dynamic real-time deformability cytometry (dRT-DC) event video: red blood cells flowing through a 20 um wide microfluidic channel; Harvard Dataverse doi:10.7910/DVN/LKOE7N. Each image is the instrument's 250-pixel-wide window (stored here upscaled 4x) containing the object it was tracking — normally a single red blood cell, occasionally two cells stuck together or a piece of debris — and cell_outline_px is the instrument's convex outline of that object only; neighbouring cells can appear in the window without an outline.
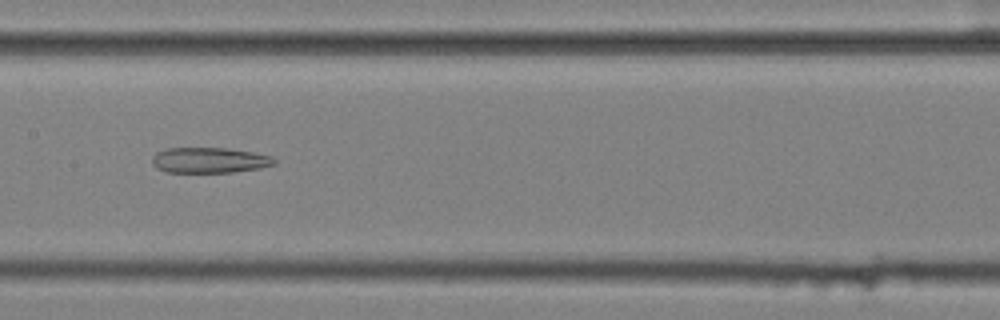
{"species": "common noctule bat (a hibernating species)", "species_latin": "Nyctalus noctula", "temperature_condition": "cold", "stored_images_in_passage": 57, "segment_of_instrument_passage": [2, 2], "camera_frame_rate_fps": 3000, "um_per_image_px": 0.085, "animal": {"sex": "female", "body_mass_g": 25.1}, "frame": {"image": 1, "passage_image": 29, "time_ms": 9.333, "image_size_px": [1000, 320], "cell_outline_px": [[276, 164], [260, 168], [232, 172], [164, 172], [156, 168], [152, 164], [152, 156], [156, 152], [164, 148], [224, 148], [252, 152], [272, 156], [276, 160]], "centroid_in_image_um": [17.77, 13.62], "position_along_channel_um": 189.6, "area_um2": 18.26}}
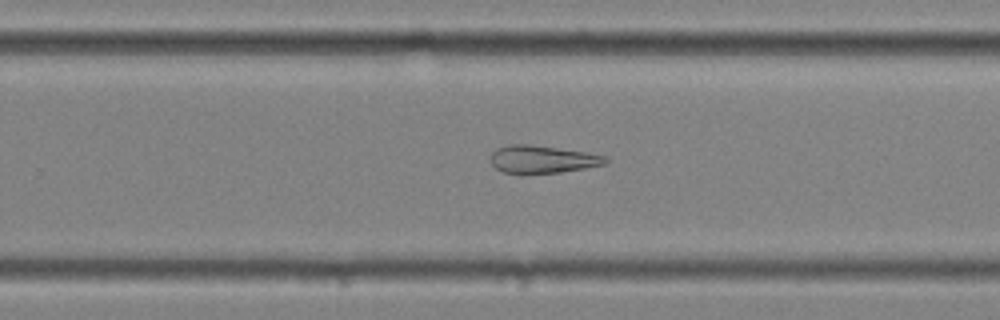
{"frame": {"image": 2, "passage_image": 37, "time_ms": 12.0, "image_size_px": [1000, 320], "cell_outline_px": [[608, 160], [604, 164], [584, 168], [560, 172], [524, 176], [520, 176], [504, 172], [496, 168], [492, 164], [492, 152], [496, 148], [508, 144], [528, 144], [584, 152], [608, 156]], "centroid_in_image_um": [46.05, 13.57], "position_along_channel_um": 283.7, "area_um2": 18.84}}
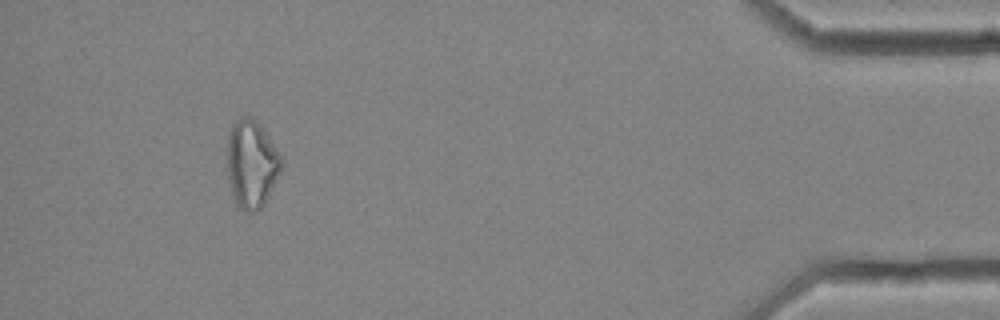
{"frame": {"image": 3, "passage_image": 53, "time_ms": 17.333, "image_size_px": [1000, 320], "cell_outline_px": [[284, 164], [268, 196], [260, 208], [256, 212], [244, 212], [236, 204], [232, 196], [228, 180], [228, 136], [232, 124], [236, 120], [244, 116], [248, 116], [260, 128], [280, 152]], "centroid_in_image_um": [21.38, 13.99], "position_along_channel_um": 413.8, "area_um2": 27.34}}